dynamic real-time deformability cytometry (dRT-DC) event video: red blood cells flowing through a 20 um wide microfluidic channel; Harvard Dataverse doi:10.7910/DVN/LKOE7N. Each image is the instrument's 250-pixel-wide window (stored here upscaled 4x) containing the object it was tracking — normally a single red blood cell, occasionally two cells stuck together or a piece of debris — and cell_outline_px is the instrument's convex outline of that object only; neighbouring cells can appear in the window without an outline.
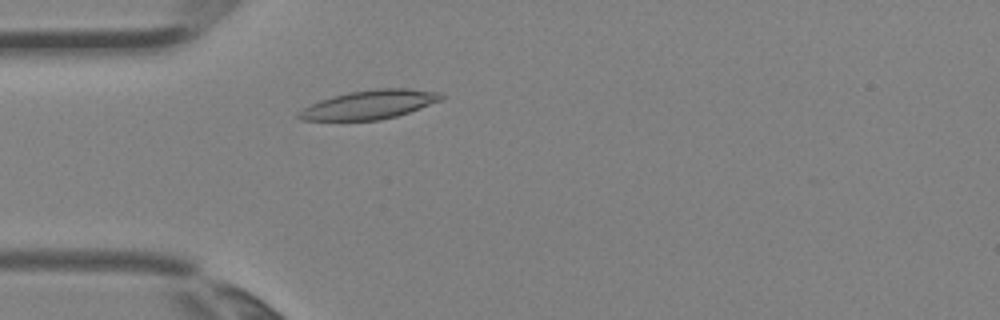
{"species": "Egyptian fruit bat (a non-hibernating species)", "species_latin": "Rousettus aegyptiacus", "temperature_condition": "room temperature", "stored_images_in_passage": 2, "camera_frame_rate_fps": 3000, "um_per_image_px": 0.085, "animal": {"sex": "female"}, "frame": {"image": 1, "passage_image": 2, "time_ms": 0.333, "image_size_px": [1000, 320], "cell_outline_px": [[444, 96], [440, 100], [420, 108], [396, 116], [380, 120], [300, 120], [296, 116], [296, 112], [320, 100], [332, 96], [348, 92], [376, 88], [408, 88], [440, 92]], "centroid_in_image_um": [31.38, 8.88], "position_along_channel_um": 53.6, "area_um2": 23.87}}